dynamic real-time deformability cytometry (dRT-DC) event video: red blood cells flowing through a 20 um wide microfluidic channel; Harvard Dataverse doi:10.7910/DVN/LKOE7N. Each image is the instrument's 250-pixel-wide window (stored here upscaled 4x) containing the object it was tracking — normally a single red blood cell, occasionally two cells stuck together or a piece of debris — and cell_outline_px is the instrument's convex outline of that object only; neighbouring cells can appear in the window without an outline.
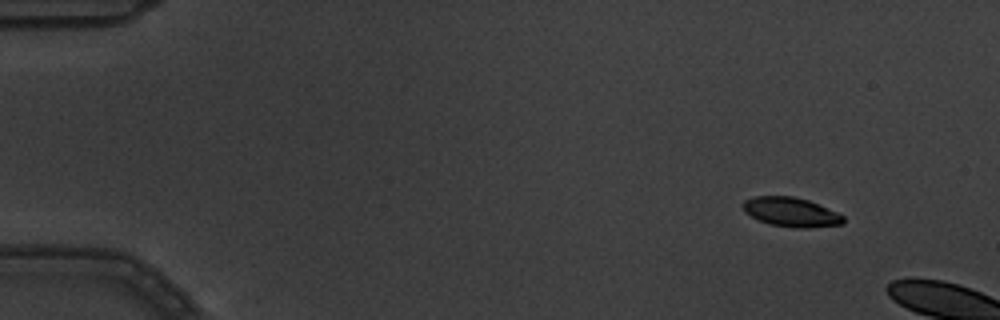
{"species": "common noctule bat (a hibernating species)", "species_latin": "Nyctalus noctula", "temperature_condition": "warm", "stored_images_in_passage": 4, "camera_frame_rate_fps": 3000, "um_per_image_px": 0.085, "animal": {"sex": "male", "body_mass_g": 19.5, "forearm_length_mm": 54.6}, "frame": {"image": 1, "passage_image": 2, "time_ms": 0.333, "image_size_px": [1000, 320], "cell_outline_px": [[844, 224], [808, 228], [796, 228], [772, 224], [760, 220], [744, 212], [740, 204], [744, 200], [756, 196], [792, 196], [808, 200], [836, 212], [844, 216]], "centroid_in_image_um": [67.22, 18.02], "position_along_channel_um": 17.8, "area_um2": 17.05}}